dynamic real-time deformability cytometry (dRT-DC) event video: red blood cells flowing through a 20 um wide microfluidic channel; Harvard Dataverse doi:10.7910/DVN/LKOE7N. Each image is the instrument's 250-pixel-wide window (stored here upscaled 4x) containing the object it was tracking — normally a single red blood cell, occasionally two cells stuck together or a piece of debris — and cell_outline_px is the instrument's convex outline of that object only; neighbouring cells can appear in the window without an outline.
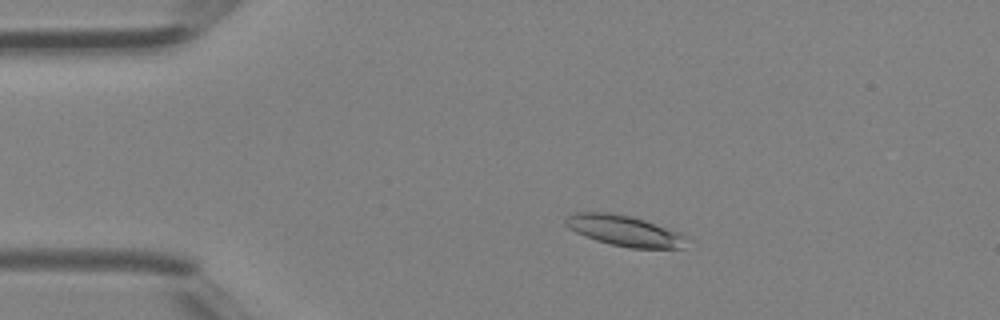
{"species": "Egyptian fruit bat (a non-hibernating species)", "species_latin": "Rousettus aegyptiacus", "temperature_condition": "room temperature", "stored_images_in_passage": 41, "camera_frame_rate_fps": 3000, "um_per_image_px": 0.085, "animal": {"sex": "female"}, "frame": {"image": 1, "passage_image": 8, "time_ms": 2.333, "image_size_px": [1000, 320], "cell_outline_px": [[688, 236], [684, 248], [632, 248], [612, 244], [596, 240], [584, 236], [568, 228], [564, 224], [564, 220], [572, 212], [608, 212], [628, 216], [644, 220], [680, 232]], "centroid_in_image_um": [53.07, 19.61], "position_along_channel_um": 31.9, "area_um2": 21.62}}
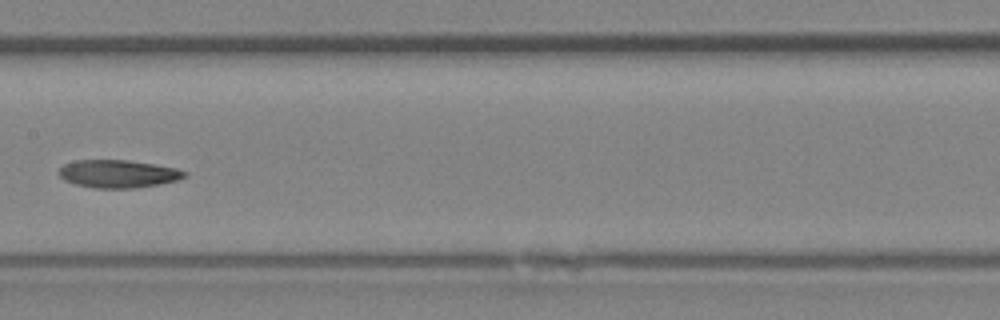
{"frame": {"image": 2, "passage_image": 21, "time_ms": 6.667, "image_size_px": [1000, 320], "cell_outline_px": [[188, 176], [176, 180], [160, 184], [136, 188], [96, 188], [72, 184], [64, 180], [56, 172], [64, 164], [76, 160], [128, 160], [176, 168], [188, 172]], "centroid_in_image_um": [10.02, 14.78], "position_along_channel_um": 197.4, "area_um2": 20.52}}
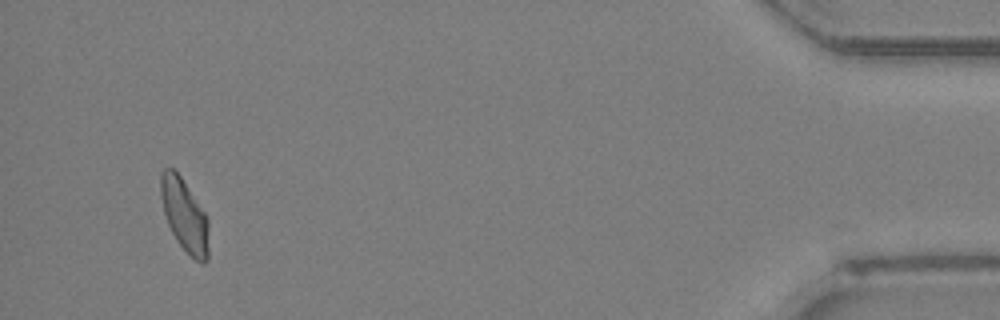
{"frame": {"image": 3, "passage_image": 39, "time_ms": 12.667, "image_size_px": [1000, 320], "cell_outline_px": [[208, 260], [204, 264], [200, 264], [176, 240], [168, 224], [164, 212], [160, 196], [160, 172], [164, 168], [172, 168], [180, 176], [208, 216]], "centroid_in_image_um": [15.69, 18.29], "position_along_channel_um": 419.5, "area_um2": 20.29}}